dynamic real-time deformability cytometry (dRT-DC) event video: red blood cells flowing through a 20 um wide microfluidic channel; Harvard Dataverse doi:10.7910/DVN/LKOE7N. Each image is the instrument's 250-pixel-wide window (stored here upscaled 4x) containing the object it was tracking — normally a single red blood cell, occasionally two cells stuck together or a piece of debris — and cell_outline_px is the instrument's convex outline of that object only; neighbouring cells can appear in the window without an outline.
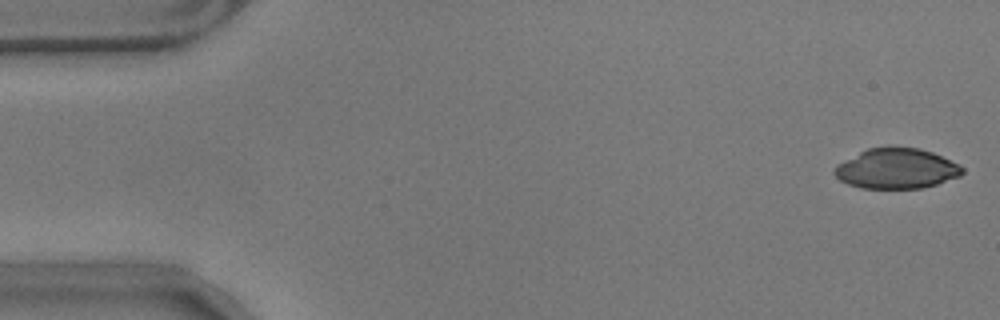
{"species": "common noctule bat (a hibernating species)", "species_latin": "Nyctalus noctula", "temperature_condition": "warm", "stored_images_in_passage": 56, "camera_frame_rate_fps": 3000, "um_per_image_px": 0.085, "animal": {"sex": "male", "body_mass_g": 17.9}, "frame": {"image": 1, "passage_image": 1, "time_ms": 0.0, "image_size_px": [1000, 320], "cell_outline_px": [[964, 172], [960, 176], [936, 184], [920, 188], [860, 188], [848, 184], [840, 180], [832, 172], [836, 164], [868, 148], [888, 144], [892, 144], [920, 148], [932, 152], [960, 164], [964, 168]], "centroid_in_image_um": [76.19, 14.29], "position_along_channel_um": 8.8, "area_um2": 30.58}}